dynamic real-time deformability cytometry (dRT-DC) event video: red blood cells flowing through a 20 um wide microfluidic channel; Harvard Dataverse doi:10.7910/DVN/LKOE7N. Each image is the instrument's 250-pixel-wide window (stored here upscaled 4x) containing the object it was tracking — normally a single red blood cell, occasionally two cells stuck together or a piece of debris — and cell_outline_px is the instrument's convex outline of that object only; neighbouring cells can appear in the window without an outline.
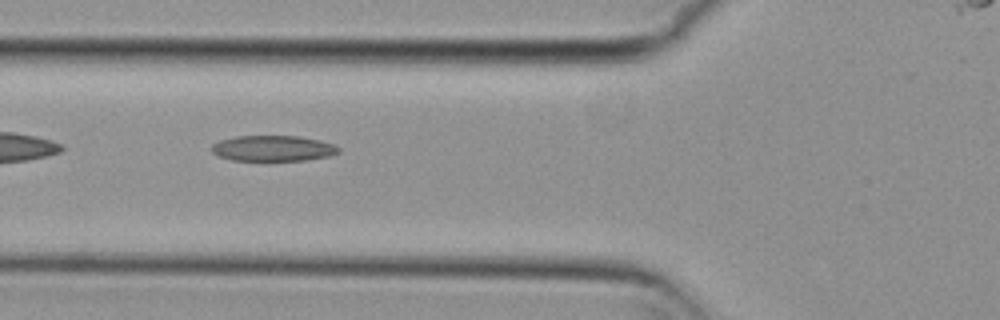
{"species": "common noctule bat (a hibernating species)", "species_latin": "Nyctalus noctula", "temperature_condition": "cold", "stored_images_in_passage": 35, "camera_frame_rate_fps": 3000, "um_per_image_px": 0.085, "animal": {"sex": "female", "body_mass_g": 29.2, "forearm_length_mm": 56.3}, "frame": {"image": 1, "passage_image": 3, "time_ms": 0.667, "image_size_px": [1000, 320], "cell_outline_px": [[340, 152], [328, 156], [308, 160], [232, 160], [220, 156], [212, 152], [212, 144], [220, 140], [236, 136], [300, 136], [320, 140], [332, 144], [340, 148]], "centroid_in_image_um": [23.22, 12.6], "position_along_channel_um": 102.6, "area_um2": 18.9}}
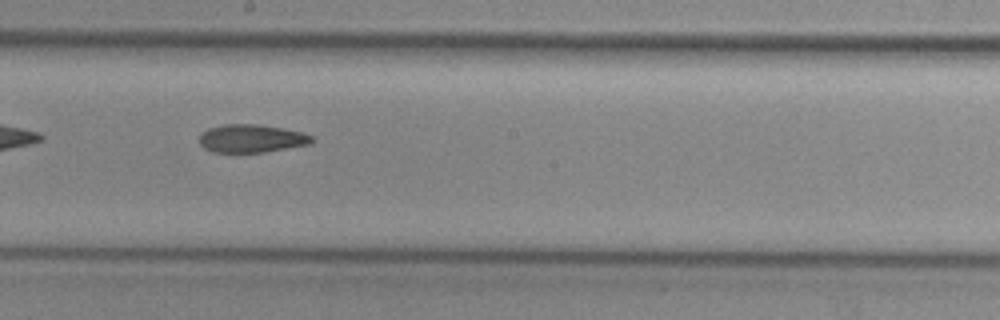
{"frame": {"image": 2, "passage_image": 13, "time_ms": 4.0, "image_size_px": [1000, 320], "cell_outline_px": [[316, 140], [312, 144], [264, 152], [212, 152], [204, 148], [200, 144], [200, 132], [208, 128], [224, 124], [256, 124], [280, 128], [300, 132], [312, 136]], "centroid_in_image_um": [21.37, 11.77], "position_along_channel_um": 226.8, "area_um2": 18.44}}
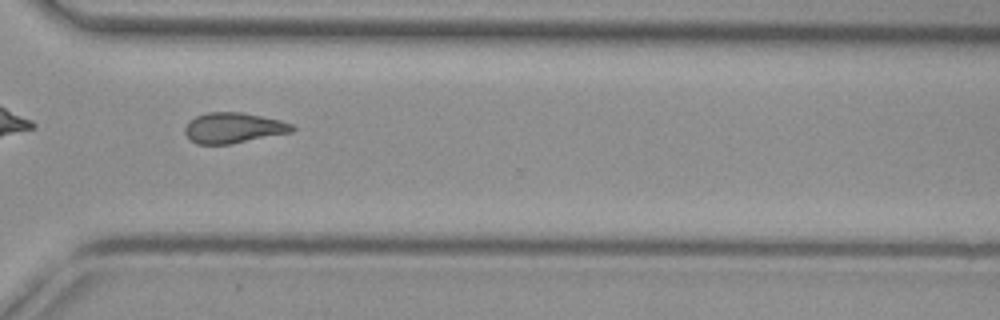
{"frame": {"image": 3, "passage_image": 23, "time_ms": 7.333, "image_size_px": [1000, 320], "cell_outline_px": [[296, 128], [292, 132], [232, 144], [196, 144], [184, 132], [184, 128], [188, 120], [196, 116], [208, 112], [240, 112], [280, 120], [292, 124]], "centroid_in_image_um": [19.83, 10.87], "position_along_channel_um": 350.8, "area_um2": 19.07}}